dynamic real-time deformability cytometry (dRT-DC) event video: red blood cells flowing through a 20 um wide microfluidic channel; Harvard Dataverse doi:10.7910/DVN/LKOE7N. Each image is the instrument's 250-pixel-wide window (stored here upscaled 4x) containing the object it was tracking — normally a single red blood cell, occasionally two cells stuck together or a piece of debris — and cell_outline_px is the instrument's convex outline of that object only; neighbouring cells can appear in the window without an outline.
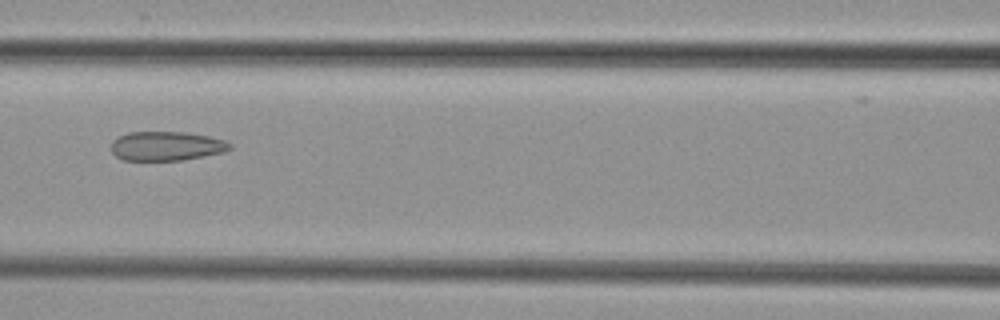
{"species": "common noctule bat (a hibernating species)", "species_latin": "Nyctalus noctula", "temperature_condition": "cold", "stored_images_in_passage": 7, "camera_frame_rate_fps": 3000, "um_per_image_px": 0.085, "animal": {"sex": "female", "body_mass_g": 29.2, "forearm_length_mm": 56.3}, "frame": {"image": 1, "passage_image": 7, "time_ms": 8.0, "image_size_px": [1000, 320], "cell_outline_px": [[232, 148], [224, 152], [184, 160], [124, 160], [116, 156], [112, 152], [112, 140], [128, 132], [184, 132], [208, 136], [224, 140], [232, 144]], "centroid_in_image_um": [14.16, 12.41], "position_along_channel_um": 152.4, "area_um2": 20.17}}